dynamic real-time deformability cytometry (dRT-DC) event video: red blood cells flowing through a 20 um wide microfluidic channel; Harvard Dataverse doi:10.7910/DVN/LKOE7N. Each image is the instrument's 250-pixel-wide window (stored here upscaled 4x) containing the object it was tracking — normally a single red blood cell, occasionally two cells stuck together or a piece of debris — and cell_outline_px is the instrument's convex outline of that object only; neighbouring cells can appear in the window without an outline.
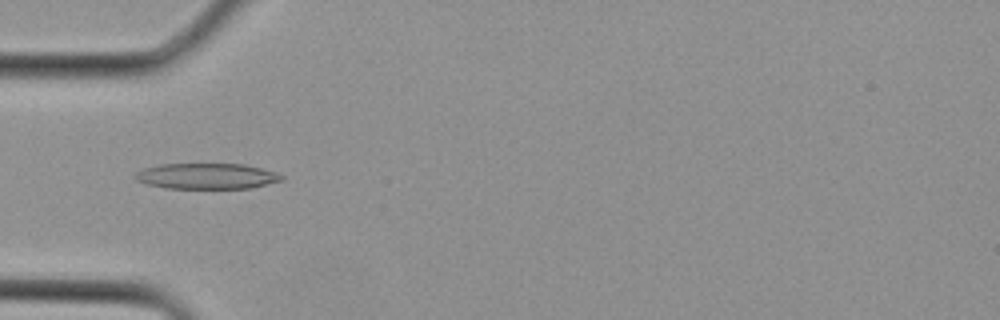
{"species": "Egyptian fruit bat (a non-hibernating species)", "species_latin": "Rousettus aegyptiacus", "temperature_condition": "cold", "stored_images_in_passage": 2, "camera_frame_rate_fps": 3000, "um_per_image_px": 0.085, "animal": {"sex": "female"}, "frame": {"image": 1, "passage_image": 2, "time_ms": 0.333, "image_size_px": [1000, 320], "cell_outline_px": [[284, 180], [252, 188], [164, 188], [148, 184], [136, 180], [132, 176], [136, 172], [144, 168], [160, 164], [244, 164], [276, 172], [284, 176]], "centroid_in_image_um": [17.57, 14.97], "position_along_channel_um": 67.4, "area_um2": 22.02}}